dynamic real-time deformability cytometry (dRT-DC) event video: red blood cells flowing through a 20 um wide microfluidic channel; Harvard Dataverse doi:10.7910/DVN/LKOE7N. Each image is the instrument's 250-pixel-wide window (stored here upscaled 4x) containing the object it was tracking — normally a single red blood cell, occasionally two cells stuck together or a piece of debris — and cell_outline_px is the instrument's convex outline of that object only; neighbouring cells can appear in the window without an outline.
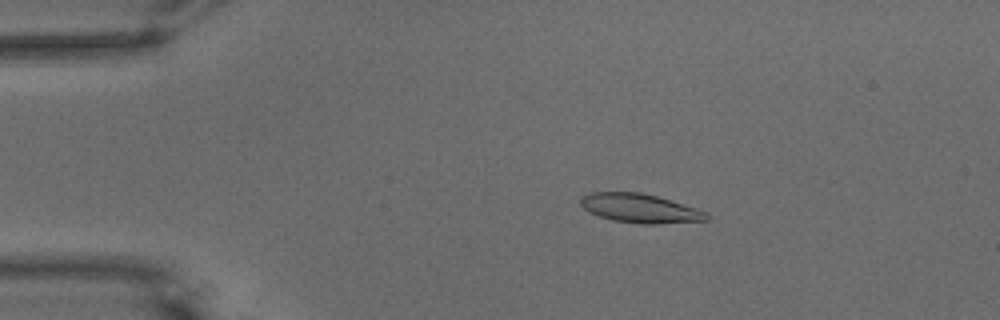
{"species": "common noctule bat (a hibernating species)", "species_latin": "Nyctalus noctula", "temperature_condition": "warm", "stored_images_in_passage": 57, "camera_frame_rate_fps": 3000, "um_per_image_px": 0.085, "animal": {"sex": "male", "body_mass_g": 15.6}, "frame": {"image": 1, "passage_image": 11, "time_ms": 3.333, "image_size_px": [1000, 320], "cell_outline_px": [[708, 220], [656, 224], [640, 224], [612, 220], [588, 212], [580, 204], [580, 196], [592, 192], [640, 192], [656, 196], [696, 208], [708, 212]], "centroid_in_image_um": [54.37, 17.71], "position_along_channel_um": 30.6, "area_um2": 21.27}}
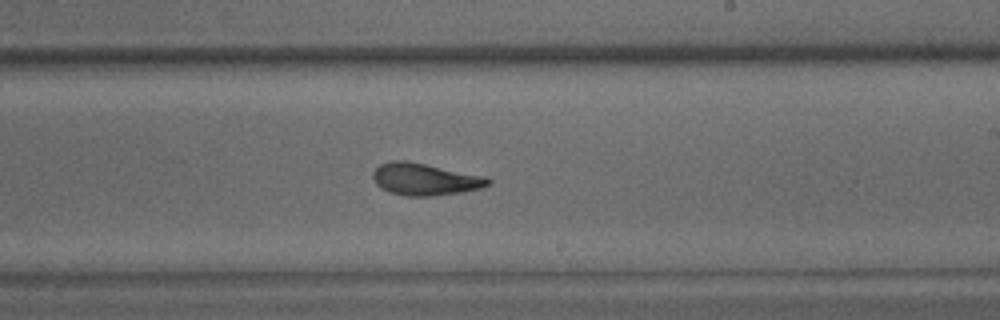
{"frame": {"image": 2, "passage_image": 34, "time_ms": 11.0, "image_size_px": [1000, 320], "cell_outline_px": [[492, 184], [480, 188], [460, 192], [432, 196], [408, 196], [388, 192], [376, 184], [372, 176], [372, 172], [380, 164], [392, 160], [404, 160], [484, 176], [492, 180]], "centroid_in_image_um": [36.1, 15.24], "position_along_channel_um": 252.9, "area_um2": 21.33}}
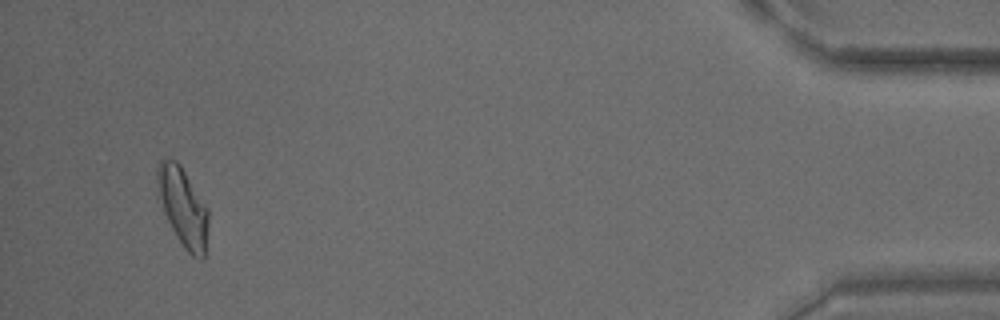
{"frame": {"image": 3, "passage_image": 54, "time_ms": 17.667, "image_size_px": [1000, 320], "cell_outline_px": [[208, 224], [204, 260], [200, 260], [192, 256], [184, 248], [176, 236], [164, 212], [156, 180], [156, 168], [160, 160], [176, 160], [180, 164], [208, 208]], "centroid_in_image_um": [15.57, 17.61], "position_along_channel_um": 419.6, "area_um2": 23.18}, "authors_computed_cell_mechanics": {"area_um2": 21.1548, "velocity_mm_per_s": 3.5969, "shape_relaxation_time_tau1_ms": 9.5413, "shape_relaxation_time_tau2_ms": 2.3958, "deformation_change_tau1": 0.2452, "deformation_change_tau2": 0.1048}}